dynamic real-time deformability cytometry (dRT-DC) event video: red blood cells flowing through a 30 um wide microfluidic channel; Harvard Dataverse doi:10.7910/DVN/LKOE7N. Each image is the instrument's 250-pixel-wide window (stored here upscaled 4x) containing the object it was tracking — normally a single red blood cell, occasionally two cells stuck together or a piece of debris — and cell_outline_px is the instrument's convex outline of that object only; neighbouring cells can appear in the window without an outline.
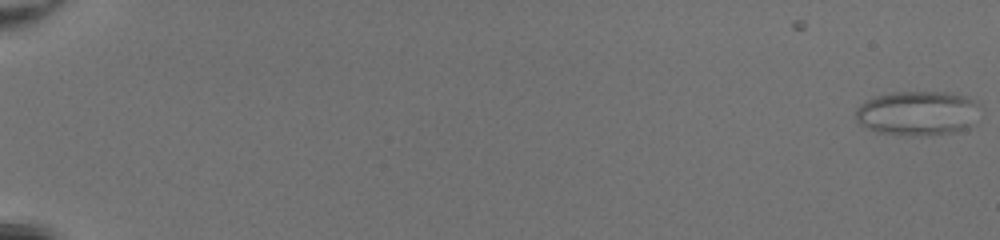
{"species": "common noctule bat (a hibernating species)", "species_latin": "Nyctalus noctula", "temperature_condition": "room temperature", "stored_images_in_passage": 4, "camera_frame_rate_fps": 3000, "um_per_image_px": 0.085, "animal": {"sex": "female", "body_mass_g": 20.0, "forearm_length_mm": 54.0}, "frame": {"image": 1, "passage_image": 4, "time_ms": 1.0, "image_size_px": [1000, 240], "cell_outline_px": [[980, 104], [968, 128], [956, 132], [924, 136], [908, 136], [876, 132], [860, 124], [856, 120], [856, 108], [860, 104], [872, 96], [892, 92], [948, 92], [968, 96], [976, 100]], "centroid_in_image_um": [77.96, 9.62], "position_along_channel_um": 7.0, "area_um2": 32.6}}